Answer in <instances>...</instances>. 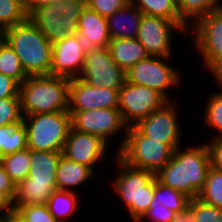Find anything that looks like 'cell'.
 <instances>
[{"mask_svg": "<svg viewBox=\"0 0 222 222\" xmlns=\"http://www.w3.org/2000/svg\"><path fill=\"white\" fill-rule=\"evenodd\" d=\"M207 70L214 76L217 84L222 86V55L214 58L207 66ZM222 89V88H221Z\"/></svg>", "mask_w": 222, "mask_h": 222, "instance_id": "obj_44", "label": "cell"}, {"mask_svg": "<svg viewBox=\"0 0 222 222\" xmlns=\"http://www.w3.org/2000/svg\"><path fill=\"white\" fill-rule=\"evenodd\" d=\"M4 222H26V220L17 212L13 211L8 214L4 219Z\"/></svg>", "mask_w": 222, "mask_h": 222, "instance_id": "obj_46", "label": "cell"}, {"mask_svg": "<svg viewBox=\"0 0 222 222\" xmlns=\"http://www.w3.org/2000/svg\"><path fill=\"white\" fill-rule=\"evenodd\" d=\"M72 116V127L78 131L100 137L106 143L110 137L125 129L124 138L117 152L121 149L126 139L128 125L124 122L119 109H94L81 112H69Z\"/></svg>", "mask_w": 222, "mask_h": 222, "instance_id": "obj_12", "label": "cell"}, {"mask_svg": "<svg viewBox=\"0 0 222 222\" xmlns=\"http://www.w3.org/2000/svg\"><path fill=\"white\" fill-rule=\"evenodd\" d=\"M120 90L94 87L80 78L69 79L68 112L118 109Z\"/></svg>", "mask_w": 222, "mask_h": 222, "instance_id": "obj_14", "label": "cell"}, {"mask_svg": "<svg viewBox=\"0 0 222 222\" xmlns=\"http://www.w3.org/2000/svg\"><path fill=\"white\" fill-rule=\"evenodd\" d=\"M153 199L155 202H161L162 205L175 213L181 212L191 200L183 192L163 185L156 178L154 179Z\"/></svg>", "mask_w": 222, "mask_h": 222, "instance_id": "obj_29", "label": "cell"}, {"mask_svg": "<svg viewBox=\"0 0 222 222\" xmlns=\"http://www.w3.org/2000/svg\"><path fill=\"white\" fill-rule=\"evenodd\" d=\"M129 0H87V6L98 14L109 17L124 7Z\"/></svg>", "mask_w": 222, "mask_h": 222, "instance_id": "obj_37", "label": "cell"}, {"mask_svg": "<svg viewBox=\"0 0 222 222\" xmlns=\"http://www.w3.org/2000/svg\"><path fill=\"white\" fill-rule=\"evenodd\" d=\"M76 191L55 190L46 203L49 212L58 222H68V218L74 216L78 205Z\"/></svg>", "mask_w": 222, "mask_h": 222, "instance_id": "obj_26", "label": "cell"}, {"mask_svg": "<svg viewBox=\"0 0 222 222\" xmlns=\"http://www.w3.org/2000/svg\"><path fill=\"white\" fill-rule=\"evenodd\" d=\"M221 2V0H177V8L180 17L192 26L200 17L222 8Z\"/></svg>", "mask_w": 222, "mask_h": 222, "instance_id": "obj_27", "label": "cell"}, {"mask_svg": "<svg viewBox=\"0 0 222 222\" xmlns=\"http://www.w3.org/2000/svg\"><path fill=\"white\" fill-rule=\"evenodd\" d=\"M0 73L14 79L19 85L28 77L17 54L4 40L0 43Z\"/></svg>", "mask_w": 222, "mask_h": 222, "instance_id": "obj_30", "label": "cell"}, {"mask_svg": "<svg viewBox=\"0 0 222 222\" xmlns=\"http://www.w3.org/2000/svg\"><path fill=\"white\" fill-rule=\"evenodd\" d=\"M168 101L159 110L140 120L135 126L152 140L171 146L174 150L181 147V126L178 122L177 105Z\"/></svg>", "mask_w": 222, "mask_h": 222, "instance_id": "obj_13", "label": "cell"}, {"mask_svg": "<svg viewBox=\"0 0 222 222\" xmlns=\"http://www.w3.org/2000/svg\"><path fill=\"white\" fill-rule=\"evenodd\" d=\"M27 18L25 0H0V27L3 30L21 23Z\"/></svg>", "mask_w": 222, "mask_h": 222, "instance_id": "obj_31", "label": "cell"}, {"mask_svg": "<svg viewBox=\"0 0 222 222\" xmlns=\"http://www.w3.org/2000/svg\"><path fill=\"white\" fill-rule=\"evenodd\" d=\"M197 222H222V209L196 198Z\"/></svg>", "mask_w": 222, "mask_h": 222, "instance_id": "obj_38", "label": "cell"}, {"mask_svg": "<svg viewBox=\"0 0 222 222\" xmlns=\"http://www.w3.org/2000/svg\"><path fill=\"white\" fill-rule=\"evenodd\" d=\"M172 222H197L196 198H192L190 203L181 212L175 213Z\"/></svg>", "mask_w": 222, "mask_h": 222, "instance_id": "obj_41", "label": "cell"}, {"mask_svg": "<svg viewBox=\"0 0 222 222\" xmlns=\"http://www.w3.org/2000/svg\"><path fill=\"white\" fill-rule=\"evenodd\" d=\"M174 217L175 212L162 205L161 202H155V199H153L149 209L137 222L145 221V219L150 220V222H172Z\"/></svg>", "mask_w": 222, "mask_h": 222, "instance_id": "obj_36", "label": "cell"}, {"mask_svg": "<svg viewBox=\"0 0 222 222\" xmlns=\"http://www.w3.org/2000/svg\"><path fill=\"white\" fill-rule=\"evenodd\" d=\"M23 116L68 111L69 78L29 76L19 85Z\"/></svg>", "mask_w": 222, "mask_h": 222, "instance_id": "obj_3", "label": "cell"}, {"mask_svg": "<svg viewBox=\"0 0 222 222\" xmlns=\"http://www.w3.org/2000/svg\"><path fill=\"white\" fill-rule=\"evenodd\" d=\"M62 0H25V7L29 14L35 7H41L48 4H57Z\"/></svg>", "mask_w": 222, "mask_h": 222, "instance_id": "obj_45", "label": "cell"}, {"mask_svg": "<svg viewBox=\"0 0 222 222\" xmlns=\"http://www.w3.org/2000/svg\"><path fill=\"white\" fill-rule=\"evenodd\" d=\"M78 35L87 49L108 47L111 38L107 18L86 6L79 18Z\"/></svg>", "mask_w": 222, "mask_h": 222, "instance_id": "obj_18", "label": "cell"}, {"mask_svg": "<svg viewBox=\"0 0 222 222\" xmlns=\"http://www.w3.org/2000/svg\"><path fill=\"white\" fill-rule=\"evenodd\" d=\"M22 118L20 97L0 99V126L18 122Z\"/></svg>", "mask_w": 222, "mask_h": 222, "instance_id": "obj_34", "label": "cell"}, {"mask_svg": "<svg viewBox=\"0 0 222 222\" xmlns=\"http://www.w3.org/2000/svg\"><path fill=\"white\" fill-rule=\"evenodd\" d=\"M62 152L30 150V171L23 183L56 185V172Z\"/></svg>", "mask_w": 222, "mask_h": 222, "instance_id": "obj_19", "label": "cell"}, {"mask_svg": "<svg viewBox=\"0 0 222 222\" xmlns=\"http://www.w3.org/2000/svg\"><path fill=\"white\" fill-rule=\"evenodd\" d=\"M94 174H96L95 171L90 167L61 155L56 172L57 190L73 191L76 187L82 186L92 179Z\"/></svg>", "mask_w": 222, "mask_h": 222, "instance_id": "obj_22", "label": "cell"}, {"mask_svg": "<svg viewBox=\"0 0 222 222\" xmlns=\"http://www.w3.org/2000/svg\"><path fill=\"white\" fill-rule=\"evenodd\" d=\"M115 155L117 165L122 171L115 176V181H112L113 191L136 222L145 214L153 201L156 176L154 172L133 167Z\"/></svg>", "mask_w": 222, "mask_h": 222, "instance_id": "obj_4", "label": "cell"}, {"mask_svg": "<svg viewBox=\"0 0 222 222\" xmlns=\"http://www.w3.org/2000/svg\"><path fill=\"white\" fill-rule=\"evenodd\" d=\"M210 158L206 144L178 147L170 161L156 174V179L165 186L183 192L189 198H197L204 187L209 171Z\"/></svg>", "mask_w": 222, "mask_h": 222, "instance_id": "obj_1", "label": "cell"}, {"mask_svg": "<svg viewBox=\"0 0 222 222\" xmlns=\"http://www.w3.org/2000/svg\"><path fill=\"white\" fill-rule=\"evenodd\" d=\"M87 0H62L57 4L35 7L28 18L53 44L68 35L78 34V22Z\"/></svg>", "mask_w": 222, "mask_h": 222, "instance_id": "obj_5", "label": "cell"}, {"mask_svg": "<svg viewBox=\"0 0 222 222\" xmlns=\"http://www.w3.org/2000/svg\"><path fill=\"white\" fill-rule=\"evenodd\" d=\"M19 97V84L12 78L0 73V99Z\"/></svg>", "mask_w": 222, "mask_h": 222, "instance_id": "obj_40", "label": "cell"}, {"mask_svg": "<svg viewBox=\"0 0 222 222\" xmlns=\"http://www.w3.org/2000/svg\"><path fill=\"white\" fill-rule=\"evenodd\" d=\"M143 13L130 2L107 17L110 38H136Z\"/></svg>", "mask_w": 222, "mask_h": 222, "instance_id": "obj_20", "label": "cell"}, {"mask_svg": "<svg viewBox=\"0 0 222 222\" xmlns=\"http://www.w3.org/2000/svg\"><path fill=\"white\" fill-rule=\"evenodd\" d=\"M4 41L17 54L28 77L50 75L52 44L29 18L5 29Z\"/></svg>", "mask_w": 222, "mask_h": 222, "instance_id": "obj_2", "label": "cell"}, {"mask_svg": "<svg viewBox=\"0 0 222 222\" xmlns=\"http://www.w3.org/2000/svg\"><path fill=\"white\" fill-rule=\"evenodd\" d=\"M27 148L36 151L62 152L72 127L68 111L23 116Z\"/></svg>", "mask_w": 222, "mask_h": 222, "instance_id": "obj_6", "label": "cell"}, {"mask_svg": "<svg viewBox=\"0 0 222 222\" xmlns=\"http://www.w3.org/2000/svg\"><path fill=\"white\" fill-rule=\"evenodd\" d=\"M190 29L204 67L222 55V8L200 17Z\"/></svg>", "mask_w": 222, "mask_h": 222, "instance_id": "obj_15", "label": "cell"}, {"mask_svg": "<svg viewBox=\"0 0 222 222\" xmlns=\"http://www.w3.org/2000/svg\"><path fill=\"white\" fill-rule=\"evenodd\" d=\"M197 198L222 209V171L209 168L206 182Z\"/></svg>", "mask_w": 222, "mask_h": 222, "instance_id": "obj_32", "label": "cell"}, {"mask_svg": "<svg viewBox=\"0 0 222 222\" xmlns=\"http://www.w3.org/2000/svg\"><path fill=\"white\" fill-rule=\"evenodd\" d=\"M107 149L108 143L100 137L71 127L62 155L71 161L86 165L94 171V165L105 159Z\"/></svg>", "mask_w": 222, "mask_h": 222, "instance_id": "obj_17", "label": "cell"}, {"mask_svg": "<svg viewBox=\"0 0 222 222\" xmlns=\"http://www.w3.org/2000/svg\"><path fill=\"white\" fill-rule=\"evenodd\" d=\"M15 186L16 184L11 180L0 163V191L6 192L12 199H14Z\"/></svg>", "mask_w": 222, "mask_h": 222, "instance_id": "obj_42", "label": "cell"}, {"mask_svg": "<svg viewBox=\"0 0 222 222\" xmlns=\"http://www.w3.org/2000/svg\"><path fill=\"white\" fill-rule=\"evenodd\" d=\"M26 222H58L49 212L46 204H30L16 210Z\"/></svg>", "mask_w": 222, "mask_h": 222, "instance_id": "obj_35", "label": "cell"}, {"mask_svg": "<svg viewBox=\"0 0 222 222\" xmlns=\"http://www.w3.org/2000/svg\"><path fill=\"white\" fill-rule=\"evenodd\" d=\"M143 15L166 18L174 23H186L178 12L177 0H129Z\"/></svg>", "mask_w": 222, "mask_h": 222, "instance_id": "obj_25", "label": "cell"}, {"mask_svg": "<svg viewBox=\"0 0 222 222\" xmlns=\"http://www.w3.org/2000/svg\"><path fill=\"white\" fill-rule=\"evenodd\" d=\"M94 87L120 90L127 81L126 72L113 60L108 47L89 48L78 77Z\"/></svg>", "mask_w": 222, "mask_h": 222, "instance_id": "obj_9", "label": "cell"}, {"mask_svg": "<svg viewBox=\"0 0 222 222\" xmlns=\"http://www.w3.org/2000/svg\"><path fill=\"white\" fill-rule=\"evenodd\" d=\"M0 163L11 180L17 184L28 177L30 171V149L0 157Z\"/></svg>", "mask_w": 222, "mask_h": 222, "instance_id": "obj_28", "label": "cell"}, {"mask_svg": "<svg viewBox=\"0 0 222 222\" xmlns=\"http://www.w3.org/2000/svg\"><path fill=\"white\" fill-rule=\"evenodd\" d=\"M57 185H39L19 181L15 186L13 207L15 211L24 205L46 204Z\"/></svg>", "mask_w": 222, "mask_h": 222, "instance_id": "obj_23", "label": "cell"}, {"mask_svg": "<svg viewBox=\"0 0 222 222\" xmlns=\"http://www.w3.org/2000/svg\"><path fill=\"white\" fill-rule=\"evenodd\" d=\"M108 48L113 60L125 72L150 56L136 38H113L110 40Z\"/></svg>", "mask_w": 222, "mask_h": 222, "instance_id": "obj_21", "label": "cell"}, {"mask_svg": "<svg viewBox=\"0 0 222 222\" xmlns=\"http://www.w3.org/2000/svg\"><path fill=\"white\" fill-rule=\"evenodd\" d=\"M172 57L149 56L139 61L126 72L127 82L139 84L154 89L167 101H173L168 95L170 88H175L182 82L180 71L170 66Z\"/></svg>", "mask_w": 222, "mask_h": 222, "instance_id": "obj_8", "label": "cell"}, {"mask_svg": "<svg viewBox=\"0 0 222 222\" xmlns=\"http://www.w3.org/2000/svg\"><path fill=\"white\" fill-rule=\"evenodd\" d=\"M206 101L204 121L205 124L216 130L218 136L222 135V90L215 92ZM219 132V133H218Z\"/></svg>", "mask_w": 222, "mask_h": 222, "instance_id": "obj_33", "label": "cell"}, {"mask_svg": "<svg viewBox=\"0 0 222 222\" xmlns=\"http://www.w3.org/2000/svg\"><path fill=\"white\" fill-rule=\"evenodd\" d=\"M4 40V30L0 27V43Z\"/></svg>", "mask_w": 222, "mask_h": 222, "instance_id": "obj_47", "label": "cell"}, {"mask_svg": "<svg viewBox=\"0 0 222 222\" xmlns=\"http://www.w3.org/2000/svg\"><path fill=\"white\" fill-rule=\"evenodd\" d=\"M168 101L157 91L127 82L120 89L119 111L128 126L136 125Z\"/></svg>", "mask_w": 222, "mask_h": 222, "instance_id": "obj_11", "label": "cell"}, {"mask_svg": "<svg viewBox=\"0 0 222 222\" xmlns=\"http://www.w3.org/2000/svg\"><path fill=\"white\" fill-rule=\"evenodd\" d=\"M13 211V199L6 192L0 191V221Z\"/></svg>", "mask_w": 222, "mask_h": 222, "instance_id": "obj_43", "label": "cell"}, {"mask_svg": "<svg viewBox=\"0 0 222 222\" xmlns=\"http://www.w3.org/2000/svg\"><path fill=\"white\" fill-rule=\"evenodd\" d=\"M26 137L23 118L18 122L0 126V157L26 149Z\"/></svg>", "mask_w": 222, "mask_h": 222, "instance_id": "obj_24", "label": "cell"}, {"mask_svg": "<svg viewBox=\"0 0 222 222\" xmlns=\"http://www.w3.org/2000/svg\"><path fill=\"white\" fill-rule=\"evenodd\" d=\"M174 151L171 146L145 136L134 125L128 127L124 144L116 154L127 164L156 174L170 161Z\"/></svg>", "mask_w": 222, "mask_h": 222, "instance_id": "obj_7", "label": "cell"}, {"mask_svg": "<svg viewBox=\"0 0 222 222\" xmlns=\"http://www.w3.org/2000/svg\"><path fill=\"white\" fill-rule=\"evenodd\" d=\"M210 142H206L210 165L212 168L222 171V135H215Z\"/></svg>", "mask_w": 222, "mask_h": 222, "instance_id": "obj_39", "label": "cell"}, {"mask_svg": "<svg viewBox=\"0 0 222 222\" xmlns=\"http://www.w3.org/2000/svg\"><path fill=\"white\" fill-rule=\"evenodd\" d=\"M187 23H174L166 18L143 15L136 39L150 56L172 57V33L190 31Z\"/></svg>", "mask_w": 222, "mask_h": 222, "instance_id": "obj_10", "label": "cell"}, {"mask_svg": "<svg viewBox=\"0 0 222 222\" xmlns=\"http://www.w3.org/2000/svg\"><path fill=\"white\" fill-rule=\"evenodd\" d=\"M87 47L78 34L68 35L52 44L50 75L78 78L81 74Z\"/></svg>", "mask_w": 222, "mask_h": 222, "instance_id": "obj_16", "label": "cell"}]
</instances>
